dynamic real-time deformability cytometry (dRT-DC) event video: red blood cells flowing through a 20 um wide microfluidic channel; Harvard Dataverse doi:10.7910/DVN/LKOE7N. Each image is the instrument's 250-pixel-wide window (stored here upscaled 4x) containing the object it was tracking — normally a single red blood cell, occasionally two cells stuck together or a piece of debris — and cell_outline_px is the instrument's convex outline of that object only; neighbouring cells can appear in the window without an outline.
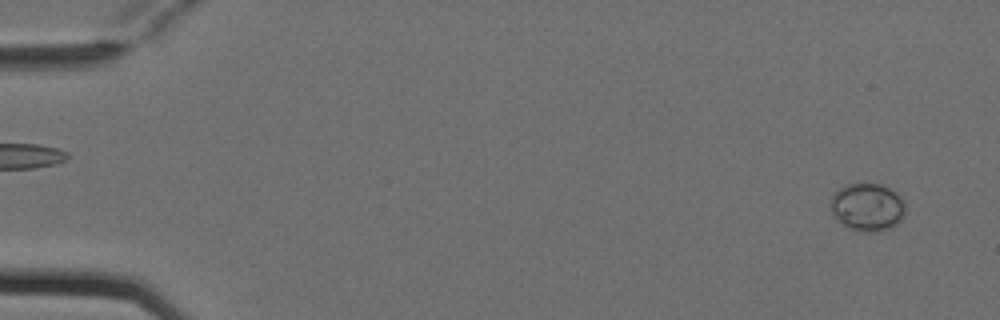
{"species": "Egyptian fruit bat (a non-hibernating species)", "species_latin": "Rousettus aegyptiacus", "temperature_condition": "cold", "stored_images_in_passage": 5, "camera_frame_rate_fps": 3000, "um_per_image_px": 0.085, "animal": {"sex": "female"}, "frame": {"image": 1, "passage_image": 5, "time_ms": 1.333, "image_size_px": [1000, 320], "cell_outline_px": [[904, 216], [892, 228], [876, 232], [856, 232], [840, 224], [836, 220], [832, 212], [832, 192], [848, 184], [880, 184], [896, 192], [904, 200]], "centroid_in_image_um": [73.72, 17.63], "position_along_channel_um": 11.3, "area_um2": 21.04}}